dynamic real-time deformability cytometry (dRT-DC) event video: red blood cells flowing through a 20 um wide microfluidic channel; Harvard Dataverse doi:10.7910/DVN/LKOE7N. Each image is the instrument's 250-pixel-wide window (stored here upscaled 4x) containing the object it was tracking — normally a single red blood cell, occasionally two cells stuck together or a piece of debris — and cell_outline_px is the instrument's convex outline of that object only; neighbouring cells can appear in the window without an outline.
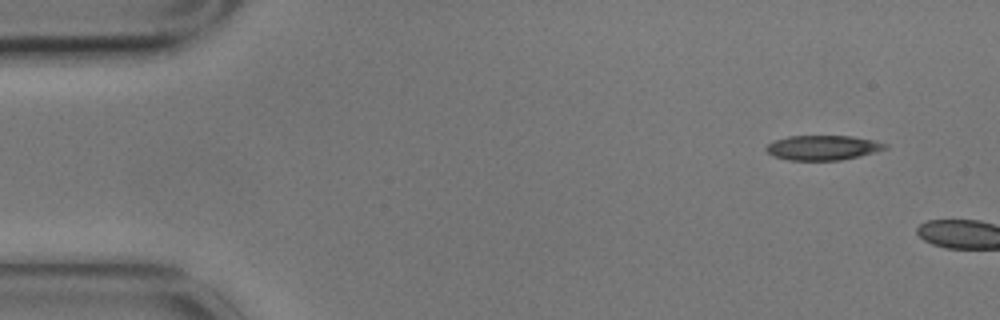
{"species": "common noctule bat (a hibernating species)", "species_latin": "Nyctalus noctula", "temperature_condition": "cold", "stored_images_in_passage": 2, "camera_frame_rate_fps": 3000, "um_per_image_px": 0.085, "animal": {"sex": "male", "body_mass_g": 17.9}, "frame": {"image": 1, "passage_image": 1, "time_ms": 0.0, "image_size_px": [1000, 320], "cell_outline_px": [[888, 148], [860, 156], [840, 160], [788, 160], [772, 156], [764, 148], [768, 144], [776, 140], [788, 136], [852, 136], [872, 140], [888, 144]], "centroid_in_image_um": [69.93, 12.55], "position_along_channel_um": 15.1, "area_um2": 17.11}}